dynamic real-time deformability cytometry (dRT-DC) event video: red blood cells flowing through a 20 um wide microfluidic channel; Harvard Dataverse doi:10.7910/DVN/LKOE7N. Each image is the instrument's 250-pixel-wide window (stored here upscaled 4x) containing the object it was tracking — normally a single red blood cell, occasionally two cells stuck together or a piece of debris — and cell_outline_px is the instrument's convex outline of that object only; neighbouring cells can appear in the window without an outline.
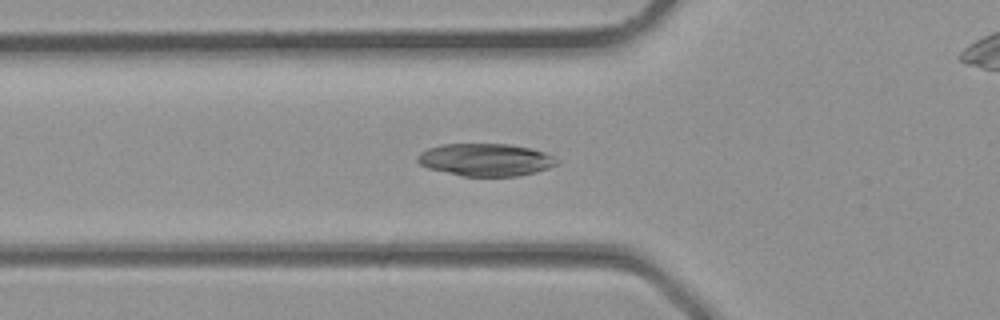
{"species": "common noctule bat (a hibernating species)", "species_latin": "Nyctalus noctula", "temperature_condition": "room temperature", "stored_images_in_passage": 35, "camera_frame_rate_fps": 3000, "um_per_image_px": 0.085, "animal": {"sex": "male", "body_mass_g": 23.1, "forearm_length_mm": 52.7}, "frame": {"image": 1, "passage_image": 12, "time_ms": 3.667, "image_size_px": [1000, 320], "cell_outline_px": [[560, 160], [556, 164], [548, 168], [536, 172], [516, 176], [464, 176], [428, 168], [420, 164], [416, 160], [416, 156], [420, 152], [428, 148], [440, 144], [512, 144], [532, 148], [544, 152]], "centroid_in_image_um": [41.27, 13.57], "position_along_channel_um": 84.5, "area_um2": 26.47}}
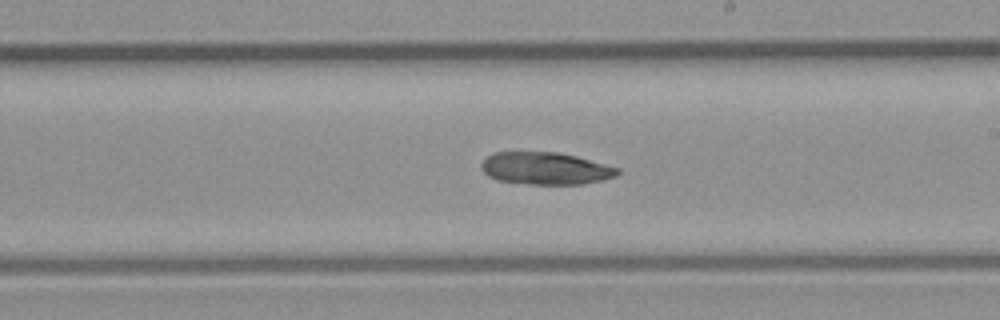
{"frame": {"image": 2, "passage_image": 20, "time_ms": 6.333, "image_size_px": [1000, 320], "cell_outline_px": [[620, 172], [616, 176], [584, 184], [532, 184], [496, 180], [488, 176], [480, 168], [480, 164], [492, 152], [560, 152], [576, 156], [620, 168]], "centroid_in_image_um": [46.35, 14.31], "position_along_channel_um": 242.6, "area_um2": 25.66}}
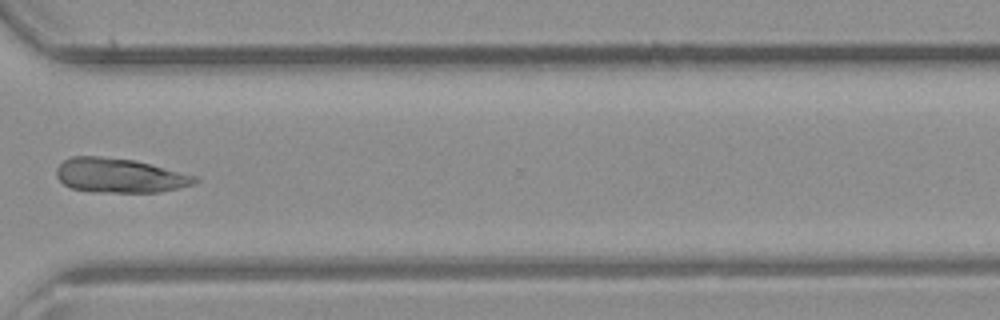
{"frame": {"image": 3, "passage_image": 26, "time_ms": 8.333, "image_size_px": [1000, 320], "cell_outline_px": [[200, 180], [192, 184], [180, 188], [160, 192], [92, 192], [72, 188], [64, 184], [56, 176], [56, 168], [64, 160], [72, 156], [100, 156], [132, 160], [196, 176]], "centroid_in_image_um": [10.13, 14.93], "position_along_channel_um": 360.5, "area_um2": 27.51}}